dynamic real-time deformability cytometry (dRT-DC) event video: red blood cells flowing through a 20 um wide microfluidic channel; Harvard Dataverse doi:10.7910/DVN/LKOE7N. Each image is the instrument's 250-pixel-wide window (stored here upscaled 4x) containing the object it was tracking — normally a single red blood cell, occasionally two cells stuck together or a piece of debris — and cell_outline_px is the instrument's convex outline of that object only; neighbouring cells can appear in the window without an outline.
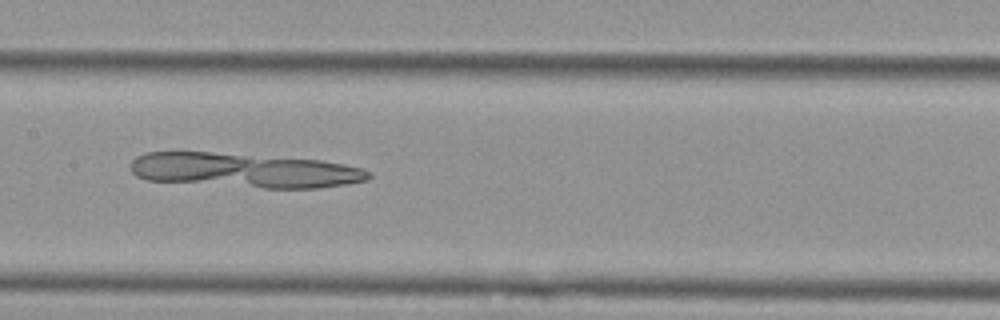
{"species": "Egyptian fruit bat (a non-hibernating species)", "species_latin": "Rousettus aegyptiacus", "temperature_condition": "cold", "stored_images_in_passage": 39, "camera_frame_rate_fps": 3000, "um_per_image_px": 0.085, "animal": {"sex": "female"}, "frame": {"image": 1, "passage_image": 11, "time_ms": 3.333, "image_size_px": [1000, 320], "cell_outline_px": [[372, 176], [368, 180], [348, 184], [320, 188], [264, 188], [148, 180], [136, 176], [132, 172], [132, 160], [136, 156], [144, 152], [212, 152], [320, 160], [344, 164], [364, 168], [372, 172]], "centroid_in_image_um": [20.83, 14.48], "position_along_channel_um": 186.6, "area_um2": 48.03}}